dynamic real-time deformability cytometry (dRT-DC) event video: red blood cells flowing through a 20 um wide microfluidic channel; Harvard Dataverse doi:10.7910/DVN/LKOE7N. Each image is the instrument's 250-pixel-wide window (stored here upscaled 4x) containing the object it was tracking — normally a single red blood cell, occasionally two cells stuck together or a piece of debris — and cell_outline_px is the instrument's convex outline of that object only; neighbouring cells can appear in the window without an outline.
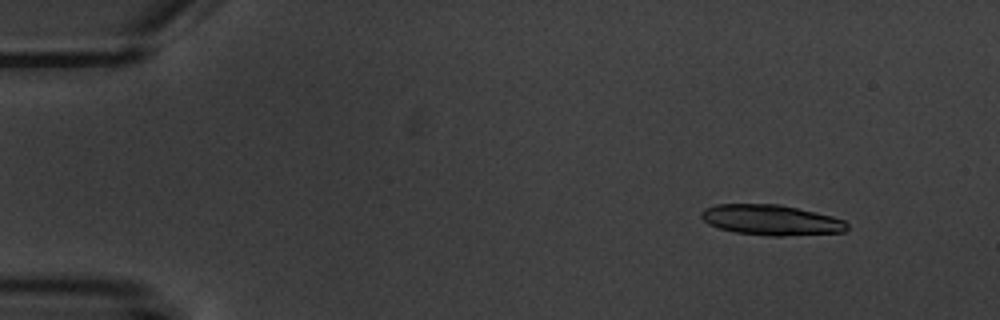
{"species": "common noctule bat (a hibernating species)", "species_latin": "Nyctalus noctula", "temperature_condition": "warm", "stored_images_in_passage": 6, "camera_frame_rate_fps": 3000, "um_per_image_px": 0.085, "animal": {"sex": "male", "body_mass_g": 20.1, "forearm_length_mm": 53.5}, "frame": {"image": 1, "passage_image": 2, "time_ms": 2.0, "image_size_px": [1000, 320], "cell_outline_px": [[848, 228], [844, 232], [780, 236], [768, 236], [736, 232], [720, 228], [708, 224], [700, 216], [700, 212], [704, 208], [716, 204], [780, 204], [832, 216], [844, 220], [848, 224]], "centroid_in_image_um": [65.53, 18.69], "position_along_channel_um": 19.5, "area_um2": 25.84}}